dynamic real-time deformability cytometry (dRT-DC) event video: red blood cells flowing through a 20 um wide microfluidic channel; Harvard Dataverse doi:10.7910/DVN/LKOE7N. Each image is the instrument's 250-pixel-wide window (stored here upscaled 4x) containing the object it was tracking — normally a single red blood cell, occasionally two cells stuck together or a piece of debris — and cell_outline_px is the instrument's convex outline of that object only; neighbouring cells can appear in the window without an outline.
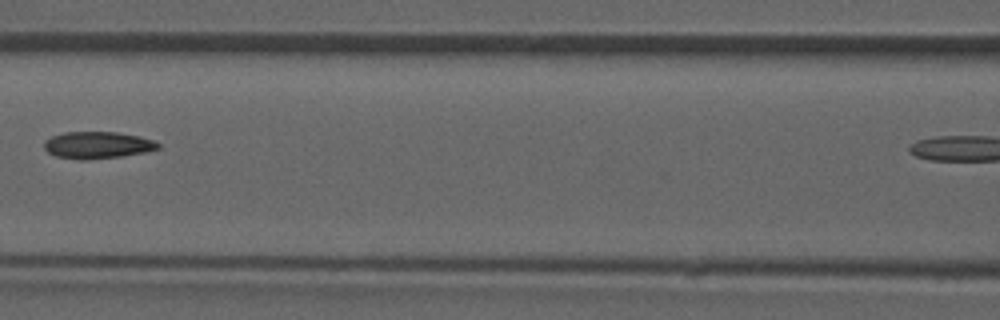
{"species": "common noctule bat (a hibernating species)", "species_latin": "Nyctalus noctula", "temperature_condition": "room temperature", "stored_images_in_passage": 7, "camera_frame_rate_fps": 3000, "um_per_image_px": 0.085, "animal": {"sex": "male", "forearm_length_mm": 52.5}, "frame": {"image": 1, "passage_image": 6, "time_ms": 5.667, "image_size_px": [1000, 320], "cell_outline_px": [[160, 148], [144, 152], [120, 156], [88, 160], [80, 160], [56, 156], [48, 152], [44, 148], [44, 140], [52, 136], [64, 132], [116, 132], [140, 136], [152, 140], [160, 144]], "centroid_in_image_um": [8.26, 12.33], "position_along_channel_um": 158.3, "area_um2": 17.86}}